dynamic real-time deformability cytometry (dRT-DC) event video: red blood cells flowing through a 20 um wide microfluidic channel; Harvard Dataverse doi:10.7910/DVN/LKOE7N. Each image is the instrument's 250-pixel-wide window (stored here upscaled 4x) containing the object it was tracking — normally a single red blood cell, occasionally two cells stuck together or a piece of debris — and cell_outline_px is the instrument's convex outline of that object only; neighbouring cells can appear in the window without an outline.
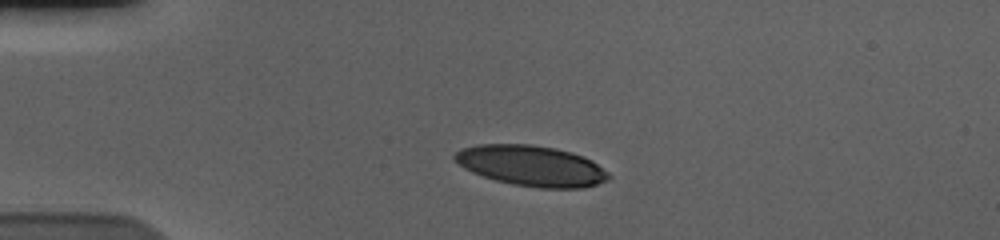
{"species": "human", "species_latin": "Homo sapiens", "temperature_condition": "cold", "stored_images_in_passage": 4, "camera_frame_rate_fps": 3000, "um_per_image_px": 0.085, "donor": {"sex": "male"}, "frame": {"image": 1, "passage_image": 2, "time_ms": 0.333, "image_size_px": [1000, 240], "cell_outline_px": [[596, 180], [588, 184], [532, 184], [484, 148], [540, 148], [560, 152], [576, 156], [588, 160], [596, 168]], "centroid_in_image_um": [46.47, 14.09], "position_along_channel_um": 38.5, "area_um2": 20.0}}